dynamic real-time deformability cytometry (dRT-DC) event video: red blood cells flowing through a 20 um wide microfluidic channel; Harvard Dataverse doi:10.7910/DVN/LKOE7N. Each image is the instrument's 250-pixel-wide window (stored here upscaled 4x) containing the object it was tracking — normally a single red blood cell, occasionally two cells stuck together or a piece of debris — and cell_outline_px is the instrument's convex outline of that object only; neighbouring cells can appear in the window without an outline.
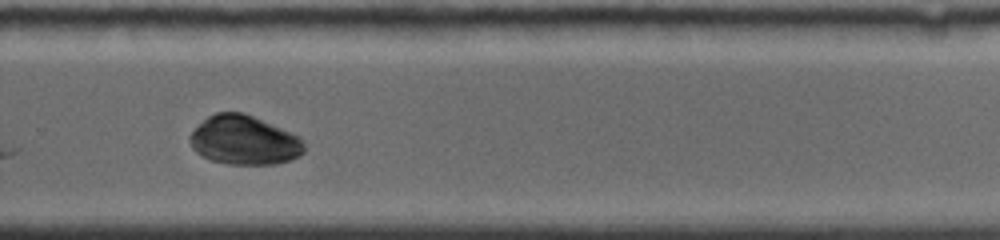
{"species": "common noctule bat (a hibernating species)", "species_latin": "Nyctalus noctula", "temperature_condition": "room temperature", "stored_images_in_passage": 18, "camera_frame_rate_fps": 4000, "um_per_image_px": 0.085, "animal": {"sex": "female", "body_mass_g": 19.0, "forearm_length_mm": 56.7}, "frame": {"image": 1, "passage_image": 13, "time_ms": 6.75, "image_size_px": [1000, 240], "cell_outline_px": [[304, 152], [300, 156], [292, 160], [276, 164], [228, 164], [212, 160], [196, 152], [192, 148], [188, 140], [188, 136], [208, 116], [216, 112], [244, 112], [300, 136], [304, 144]], "centroid_in_image_um": [20.77, 11.92], "position_along_channel_um": 309.0, "area_um2": 32.77}}
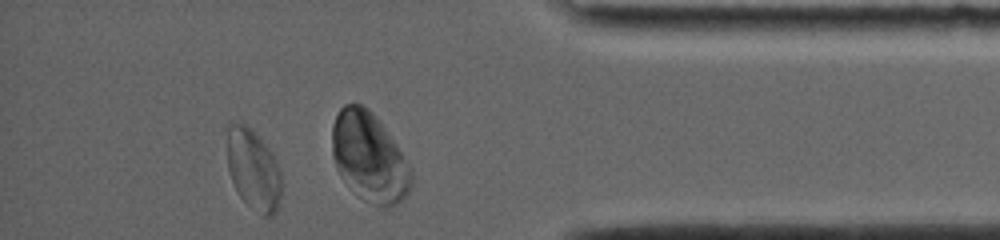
{"frame": {"image": 2, "passage_image": 18, "time_ms": 9.5, "image_size_px": [1000, 240], "cell_outline_px": [[280, 204], [276, 212], [272, 216], [264, 216], [248, 204], [240, 196], [228, 172], [228, 124], [244, 124], [272, 152], [280, 168]], "centroid_in_image_um": [21.56, 14.46], "position_along_channel_um": 413.6, "area_um2": 24.97}}